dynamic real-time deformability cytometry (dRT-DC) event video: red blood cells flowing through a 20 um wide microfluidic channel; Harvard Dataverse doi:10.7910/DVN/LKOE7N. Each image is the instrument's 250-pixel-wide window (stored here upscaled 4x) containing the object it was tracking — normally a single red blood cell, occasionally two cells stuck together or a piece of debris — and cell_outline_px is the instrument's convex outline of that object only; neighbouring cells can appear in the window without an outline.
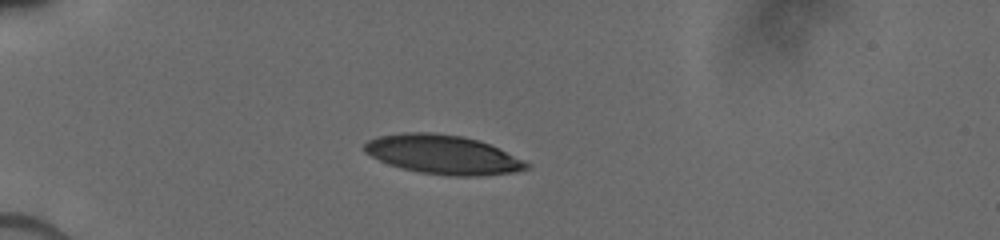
{"species": "human", "species_latin": "Homo sapiens", "temperature_condition": "cold", "stored_images_in_passage": 3, "camera_frame_rate_fps": 3000, "um_per_image_px": 0.085, "donor": {"sex": "male"}, "frame": {"image": 1, "passage_image": 1, "time_ms": 0.0, "image_size_px": [1000, 240], "cell_outline_px": [[528, 168], [516, 172], [480, 176], [448, 176], [420, 172], [400, 168], [388, 164], [364, 152], [364, 144], [368, 140], [376, 136], [404, 132], [432, 132], [464, 136], [488, 144], [524, 160], [528, 164]], "centroid_in_image_um": [37.61, 13.14], "position_along_channel_um": 47.4, "area_um2": 36.88}}
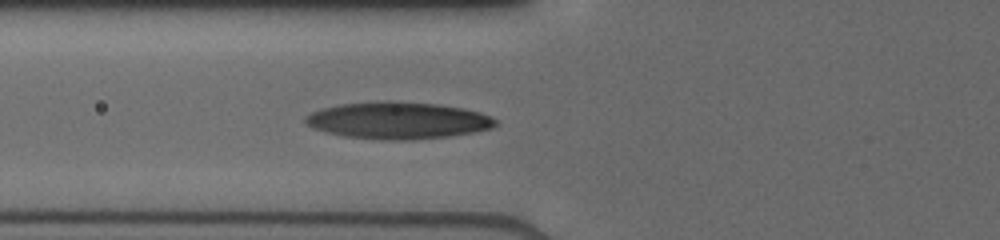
{"frame": {"image": 2, "passage_image": 3, "time_ms": 2.0, "image_size_px": [1000, 240], "cell_outline_px": [[500, 124], [492, 128], [472, 132], [448, 136], [412, 140], [388, 140], [344, 136], [312, 128], [304, 124], [304, 116], [312, 112], [324, 108], [340, 104], [388, 100], [392, 100], [436, 104], [464, 108], [480, 112], [492, 116], [500, 120]], "centroid_in_image_um": [33.86, 10.23], "position_along_channel_um": 91.9, "area_um2": 41.21}}